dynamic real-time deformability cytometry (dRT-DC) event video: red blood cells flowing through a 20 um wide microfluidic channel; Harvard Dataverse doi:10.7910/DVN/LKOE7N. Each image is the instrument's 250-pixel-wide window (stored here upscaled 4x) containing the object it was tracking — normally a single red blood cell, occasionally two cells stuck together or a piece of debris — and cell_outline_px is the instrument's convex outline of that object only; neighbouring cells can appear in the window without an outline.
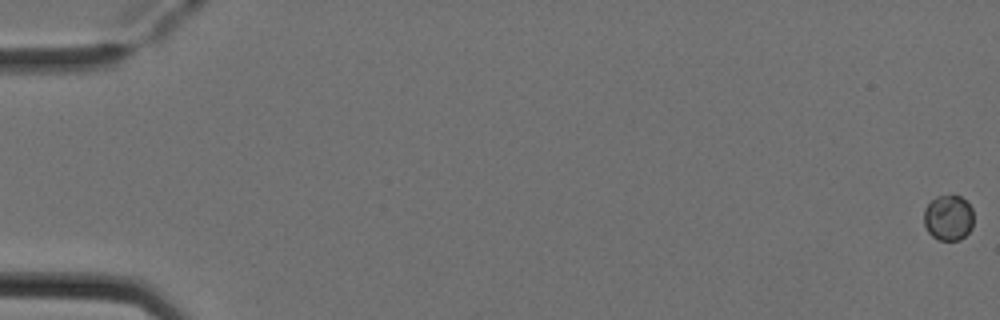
{"species": "Egyptian fruit bat (a non-hibernating species)", "species_latin": "Rousettus aegyptiacus", "temperature_condition": "cold", "stored_images_in_passage": 9, "camera_frame_rate_fps": 3000, "um_per_image_px": 0.085, "animal": {"sex": "female"}, "frame": {"image": 1, "passage_image": 1, "time_ms": 0.0, "image_size_px": [1000, 320], "cell_outline_px": [[972, 228], [960, 240], [936, 240], [928, 232], [924, 224], [924, 208], [936, 196], [960, 196], [972, 208]], "centroid_in_image_um": [80.59, 18.53], "position_along_channel_um": 4.4, "area_um2": 13.12}}